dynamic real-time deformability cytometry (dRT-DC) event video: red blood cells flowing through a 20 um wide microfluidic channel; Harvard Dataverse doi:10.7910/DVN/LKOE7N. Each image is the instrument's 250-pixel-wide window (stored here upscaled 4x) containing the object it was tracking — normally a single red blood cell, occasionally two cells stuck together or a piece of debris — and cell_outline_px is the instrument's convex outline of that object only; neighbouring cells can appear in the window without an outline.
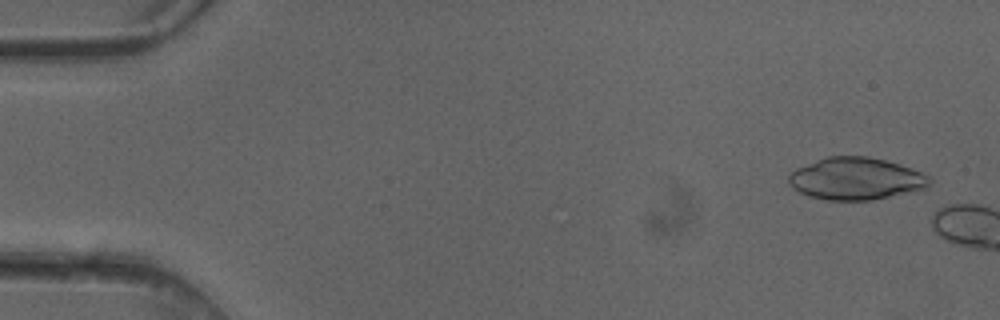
{"species": "common noctule bat (a hibernating species)", "species_latin": "Nyctalus noctula", "temperature_condition": "cold", "stored_images_in_passage": 2, "camera_frame_rate_fps": 3000, "um_per_image_px": 0.085, "animal": {"sex": "female"}, "frame": {"image": 1, "passage_image": 1, "time_ms": 0.0, "image_size_px": [1000, 320], "cell_outline_px": [[932, 180], [928, 188], [916, 192], [872, 200], [824, 200], [808, 196], [792, 188], [788, 184], [788, 176], [796, 168], [816, 160], [828, 156], [868, 156], [884, 160], [924, 172], [932, 176]], "centroid_in_image_um": [72.8, 15.2], "position_along_channel_um": 12.2, "area_um2": 35.2}}